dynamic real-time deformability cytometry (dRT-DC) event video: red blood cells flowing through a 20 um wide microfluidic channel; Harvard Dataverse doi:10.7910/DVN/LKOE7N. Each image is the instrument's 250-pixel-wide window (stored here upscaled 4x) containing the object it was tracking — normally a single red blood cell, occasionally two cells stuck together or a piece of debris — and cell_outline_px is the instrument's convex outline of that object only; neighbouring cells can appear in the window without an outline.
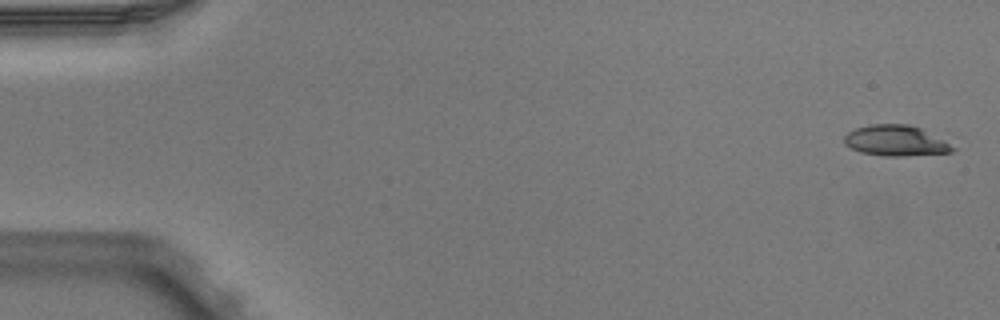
{"species": "Egyptian fruit bat (a non-hibernating species)", "species_latin": "Rousettus aegyptiacus", "temperature_condition": "warm", "stored_images_in_passage": 4, "camera_frame_rate_fps": 3000, "um_per_image_px": 0.085, "animal": {"sex": "male"}, "frame": {"image": 1, "passage_image": 1, "time_ms": 0.0, "image_size_px": [1000, 320], "cell_outline_px": [[956, 148], [952, 152], [900, 156], [884, 156], [860, 152], [844, 144], [844, 136], [848, 132], [856, 128], [872, 124], [908, 124], [920, 128], [944, 140]], "centroid_in_image_um": [76.11, 11.96], "position_along_channel_um": 8.9, "area_um2": 19.19}}
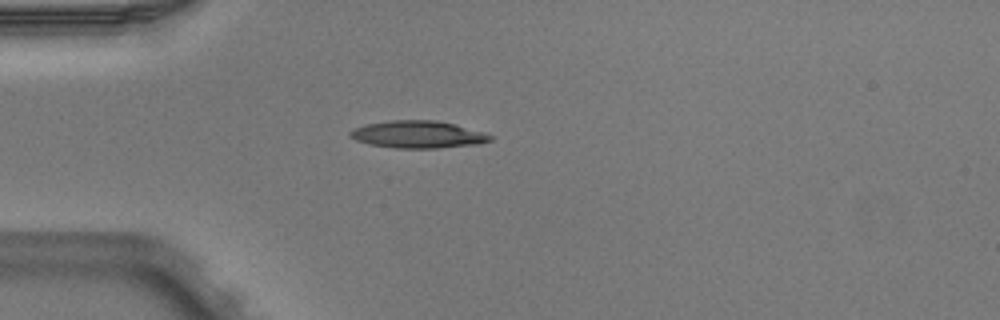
{"frame": {"image": 2, "passage_image": 4, "time_ms": 1.0, "image_size_px": [1000, 320], "cell_outline_px": [[496, 136], [492, 140], [480, 144], [436, 148], [396, 148], [372, 144], [356, 140], [348, 136], [348, 132], [352, 128], [364, 124], [392, 120], [436, 120], [484, 132]], "centroid_in_image_um": [35.53, 11.42], "position_along_channel_um": 49.5, "area_um2": 22.37}}